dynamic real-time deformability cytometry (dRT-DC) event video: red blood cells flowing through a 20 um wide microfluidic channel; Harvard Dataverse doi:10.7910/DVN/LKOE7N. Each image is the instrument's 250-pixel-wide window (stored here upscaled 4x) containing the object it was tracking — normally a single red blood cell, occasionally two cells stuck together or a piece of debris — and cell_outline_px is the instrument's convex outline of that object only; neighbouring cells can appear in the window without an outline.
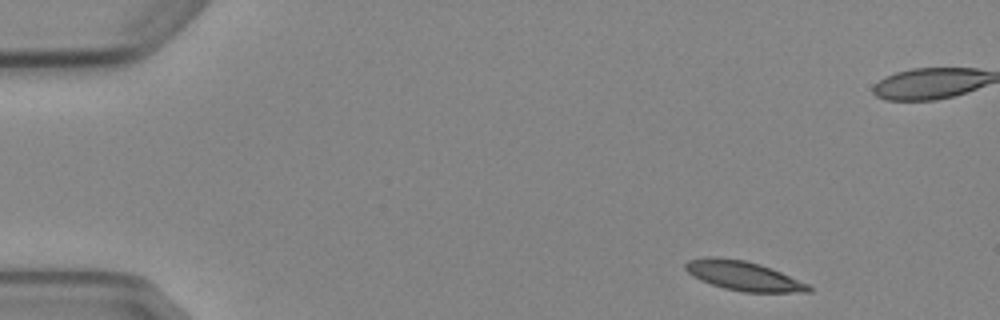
{"species": "Egyptian fruit bat (a non-hibernating species)", "species_latin": "Rousettus aegyptiacus", "temperature_condition": "cold", "stored_images_in_passage": 5, "camera_frame_rate_fps": 3000, "um_per_image_px": 0.085, "animal": {"sex": "female"}, "frame": {"image": 1, "passage_image": 1, "time_ms": 0.0, "image_size_px": [1000, 320], "cell_outline_px": [[812, 292], [744, 292], [724, 288], [700, 280], [688, 272], [684, 268], [684, 264], [688, 260], [704, 256], [716, 256], [744, 260], [760, 264], [772, 268], [808, 284], [812, 288]], "centroid_in_image_um": [63.17, 23.43], "position_along_channel_um": 21.8, "area_um2": 21.15}}